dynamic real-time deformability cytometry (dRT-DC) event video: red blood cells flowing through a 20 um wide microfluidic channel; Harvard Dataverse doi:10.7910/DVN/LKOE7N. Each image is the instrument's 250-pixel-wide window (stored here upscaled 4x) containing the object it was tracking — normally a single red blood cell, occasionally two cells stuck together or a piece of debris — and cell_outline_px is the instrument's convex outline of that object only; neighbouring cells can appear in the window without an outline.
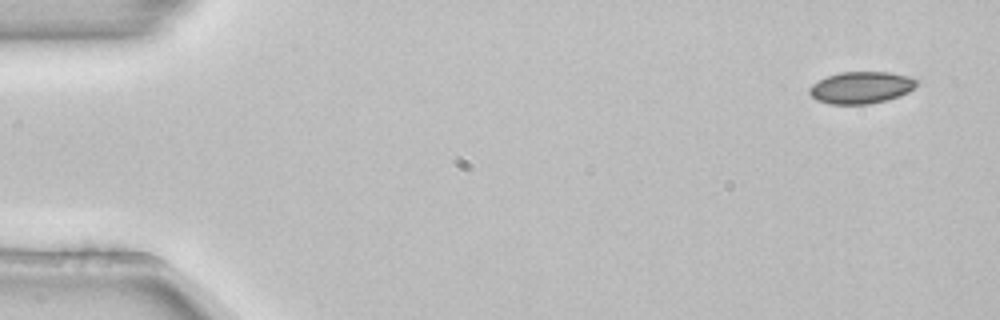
{"species": "common noctule bat (a hibernating species)", "species_latin": "Nyctalus noctula", "temperature_condition": "room temperature", "stored_images_in_passage": 4, "camera_frame_rate_fps": 3000, "um_per_image_px": 0.085, "animal": {"sex": "female", "body_mass_g": 22.7, "forearm_length_mm": 54.2}, "frame": {"image": 1, "passage_image": 1, "time_ms": 0.0, "image_size_px": [1000, 320], "cell_outline_px": [[920, 84], [908, 92], [900, 96], [868, 104], [832, 104], [816, 100], [808, 92], [808, 88], [812, 84], [828, 76], [840, 72], [888, 72], [908, 76], [920, 80]], "centroid_in_image_um": [73.23, 7.44], "position_along_channel_um": 11.8, "area_um2": 20.0}}
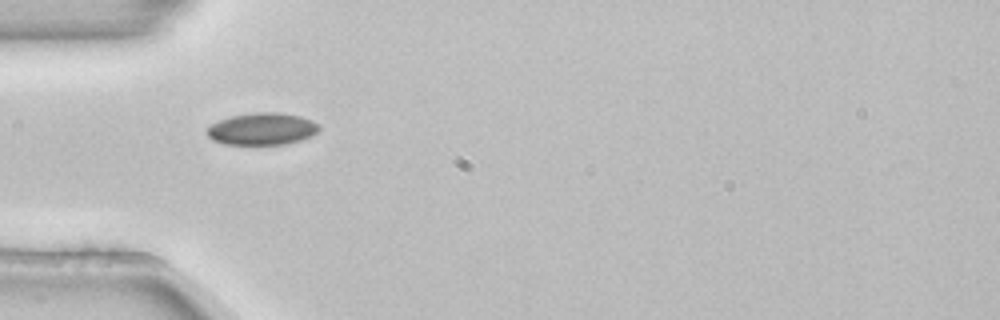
{"frame": {"image": 2, "passage_image": 4, "time_ms": 1.0, "image_size_px": [1000, 320], "cell_outline_px": [[320, 128], [312, 136], [300, 140], [284, 144], [224, 144], [212, 140], [208, 136], [208, 128], [212, 124], [220, 120], [232, 116], [256, 112], [280, 112], [300, 116], [312, 120], [320, 124]], "centroid_in_image_um": [22.32, 10.95], "position_along_channel_um": 62.7, "area_um2": 20.87}}